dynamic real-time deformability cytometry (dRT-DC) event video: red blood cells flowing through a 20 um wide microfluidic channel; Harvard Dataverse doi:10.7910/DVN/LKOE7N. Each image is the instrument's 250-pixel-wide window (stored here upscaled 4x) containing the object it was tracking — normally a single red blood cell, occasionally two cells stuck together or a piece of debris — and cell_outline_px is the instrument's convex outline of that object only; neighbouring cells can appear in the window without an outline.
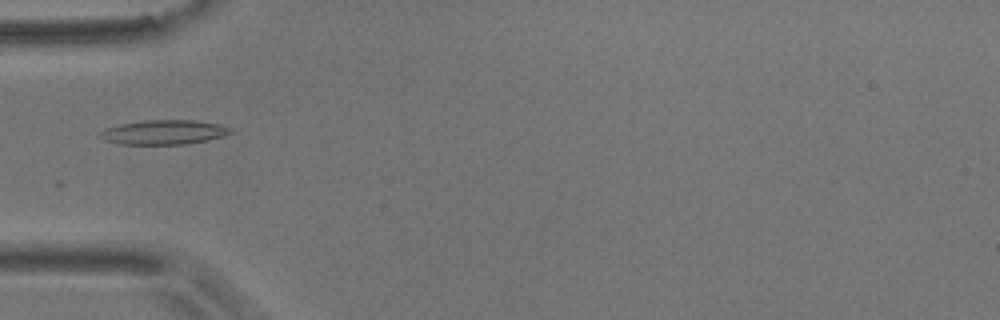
{"species": "common noctule bat (a hibernating species)", "species_latin": "Nyctalus noctula", "temperature_condition": "room temperature", "stored_images_in_passage": 7, "camera_frame_rate_fps": 3000, "um_per_image_px": 0.085, "animal": {"sex": "male", "body_mass_g": 17.9}, "frame": {"image": 1, "passage_image": 4, "time_ms": 1.0, "image_size_px": [1000, 320], "cell_outline_px": [[236, 132], [224, 136], [208, 140], [184, 144], [120, 144], [104, 140], [96, 136], [104, 128], [120, 124], [148, 120], [192, 120], [216, 124], [232, 128]], "centroid_in_image_um": [13.91, 11.24], "position_along_channel_um": 71.1, "area_um2": 18.67}}
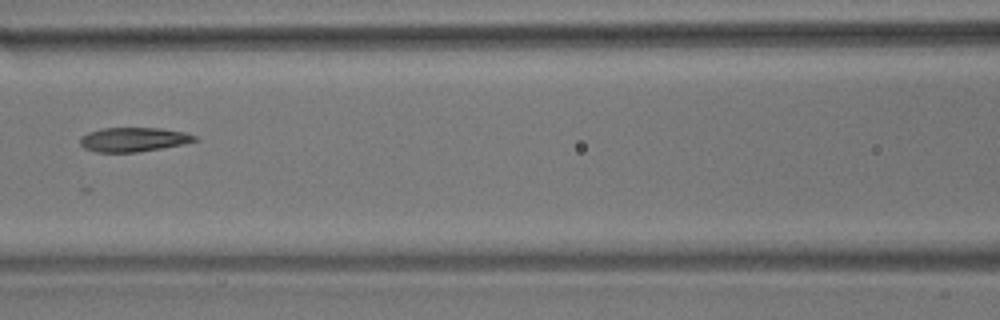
{"frame": {"image": 2, "passage_image": 6, "time_ms": 1.667, "image_size_px": [1000, 320], "cell_outline_px": [[200, 140], [184, 144], [136, 152], [96, 152], [84, 148], [80, 144], [80, 136], [88, 132], [104, 128], [160, 128], [184, 132], [196, 136]], "centroid_in_image_um": [11.34, 11.86], "position_along_channel_um": 155.3, "area_um2": 16.18}}
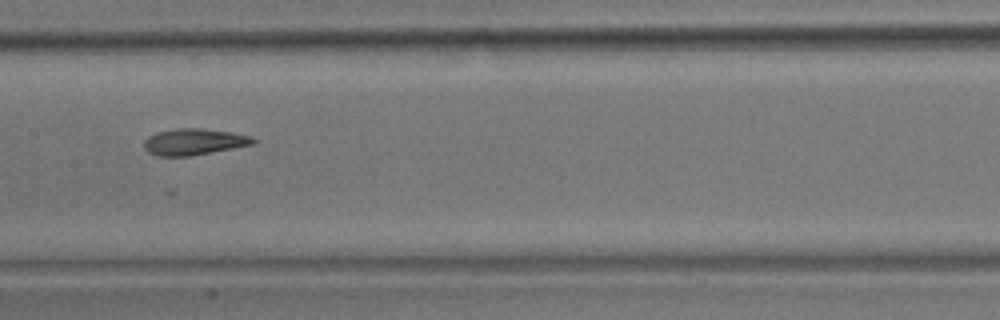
{"frame": {"image": 3, "passage_image": 7, "time_ms": 2.0, "image_size_px": [1000, 320], "cell_outline_px": [[256, 144], [188, 156], [156, 156], [148, 152], [144, 148], [144, 140], [148, 136], [156, 132], [176, 128], [200, 128], [232, 132], [252, 136], [256, 140]], "centroid_in_image_um": [16.48, 12.05], "position_along_channel_um": 190.9, "area_um2": 16.88}}